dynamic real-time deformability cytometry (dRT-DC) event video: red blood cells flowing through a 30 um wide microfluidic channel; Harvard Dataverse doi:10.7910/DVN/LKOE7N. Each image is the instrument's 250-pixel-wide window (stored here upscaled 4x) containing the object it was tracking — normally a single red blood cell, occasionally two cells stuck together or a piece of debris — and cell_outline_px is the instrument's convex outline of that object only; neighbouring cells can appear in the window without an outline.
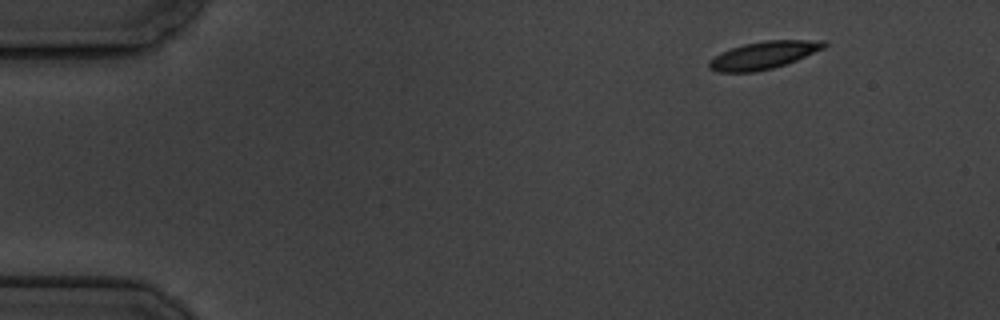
{"species": "common noctule bat (a hibernating species)", "species_latin": "Nyctalus noctula", "temperature_condition": "cold", "stored_images_in_passage": 4, "camera_frame_rate_fps": 3000, "um_per_image_px": 0.085, "animal": {"sex": "male", "body_mass_g": 19.5, "forearm_length_mm": 54.6}, "frame": {"image": 1, "passage_image": 1, "time_ms": 0.0, "image_size_px": [1000, 320], "cell_outline_px": [[828, 44], [824, 48], [796, 60], [772, 68], [756, 72], [716, 72], [708, 68], [708, 60], [720, 52], [744, 44], [764, 40], [824, 40]], "centroid_in_image_um": [64.86, 4.69], "position_along_channel_um": 20.1, "area_um2": 18.5}}
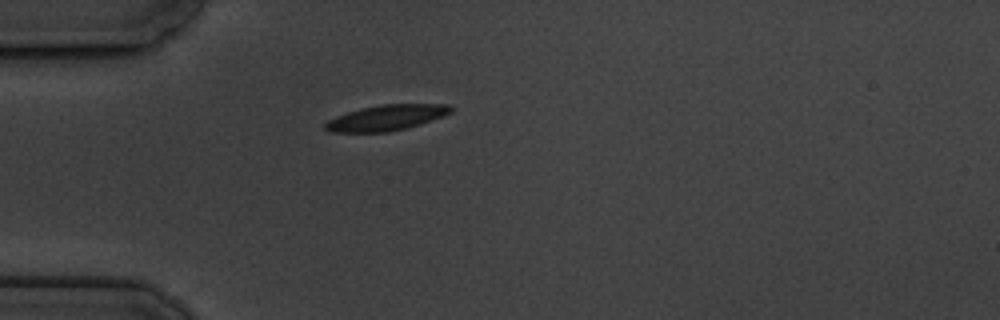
{"frame": {"image": 2, "passage_image": 4, "time_ms": 3.333, "image_size_px": [1000, 320], "cell_outline_px": [[452, 112], [444, 116], [420, 124], [388, 132], [328, 132], [324, 128], [324, 124], [328, 120], [336, 116], [360, 108], [380, 104], [448, 104], [452, 108]], "centroid_in_image_um": [32.82, 10.0], "position_along_channel_um": 52.2, "area_um2": 18.73}}